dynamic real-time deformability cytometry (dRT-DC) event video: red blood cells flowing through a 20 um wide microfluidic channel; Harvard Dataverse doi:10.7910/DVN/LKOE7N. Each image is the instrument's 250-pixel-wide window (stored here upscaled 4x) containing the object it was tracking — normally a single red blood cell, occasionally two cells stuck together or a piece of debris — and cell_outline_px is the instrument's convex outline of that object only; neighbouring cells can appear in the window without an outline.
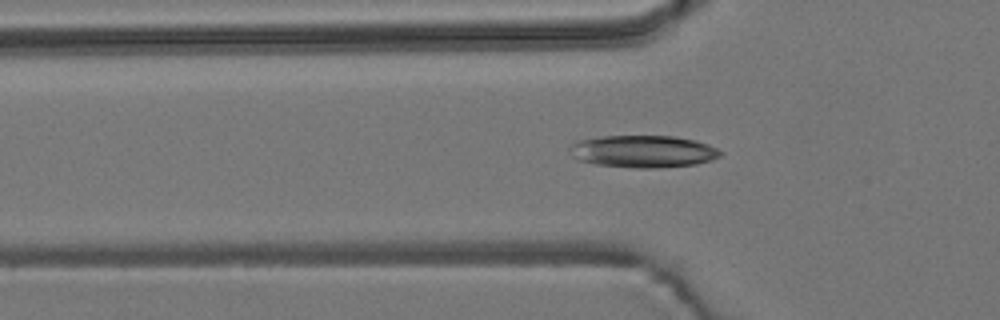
{"species": "common noctule bat (a hibernating species)", "species_latin": "Nyctalus noctula", "temperature_condition": "room temperature", "stored_images_in_passage": 39, "camera_frame_rate_fps": 3000, "um_per_image_px": 0.085, "animal": {"sex": "male", "body_mass_g": 19.2, "forearm_length_mm": 51.8}, "frame": {"image": 1, "passage_image": 3, "time_ms": 0.667, "image_size_px": [1000, 320], "cell_outline_px": [[724, 152], [720, 156], [712, 160], [696, 164], [656, 168], [636, 168], [596, 164], [580, 160], [572, 156], [568, 144], [576, 140], [604, 136], [672, 136], [696, 140], [708, 144]], "centroid_in_image_um": [54.66, 12.86], "position_along_channel_um": 71.1, "area_um2": 28.44}}
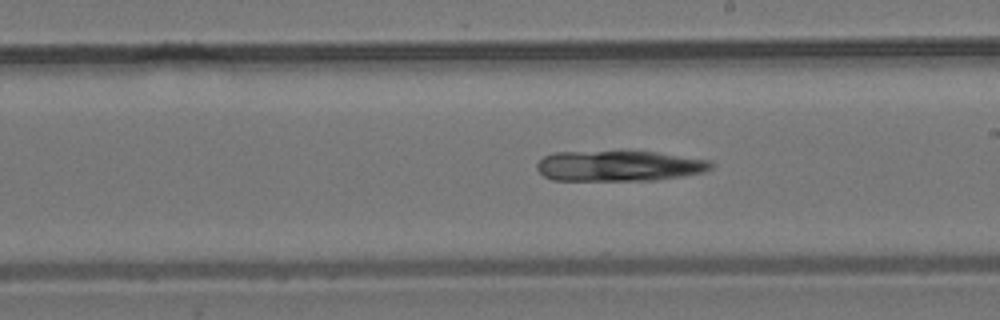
{"frame": {"image": 2, "passage_image": 16, "time_ms": 5.0, "image_size_px": [1000, 320], "cell_outline_px": [[712, 168], [704, 172], [684, 176], [656, 180], [552, 180], [544, 176], [536, 168], [536, 164], [544, 156], [556, 152], [656, 152], [708, 160], [712, 164]], "centroid_in_image_um": [52.61, 14.11], "position_along_channel_um": 236.4, "area_um2": 30.75}}
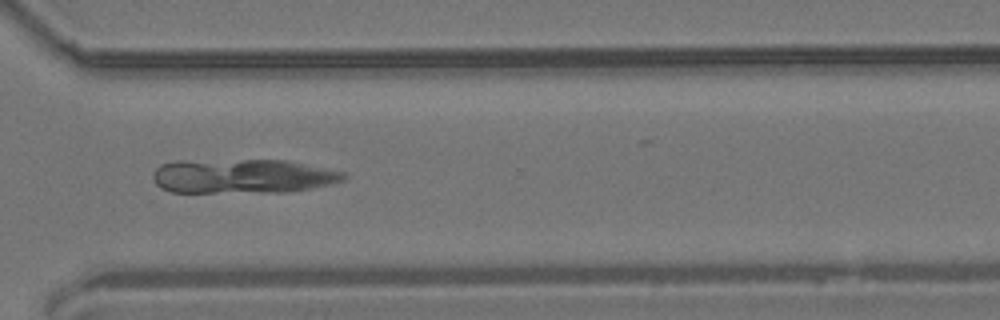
{"frame": {"image": 3, "passage_image": 25, "time_ms": 8.0, "image_size_px": [1000, 320], "cell_outline_px": [[348, 176], [344, 180], [312, 188], [288, 192], [172, 192], [160, 188], [152, 180], [152, 172], [160, 164], [176, 160], [284, 160], [344, 172]], "centroid_in_image_um": [20.55, 14.97], "position_along_channel_um": 350.1, "area_um2": 38.38}}